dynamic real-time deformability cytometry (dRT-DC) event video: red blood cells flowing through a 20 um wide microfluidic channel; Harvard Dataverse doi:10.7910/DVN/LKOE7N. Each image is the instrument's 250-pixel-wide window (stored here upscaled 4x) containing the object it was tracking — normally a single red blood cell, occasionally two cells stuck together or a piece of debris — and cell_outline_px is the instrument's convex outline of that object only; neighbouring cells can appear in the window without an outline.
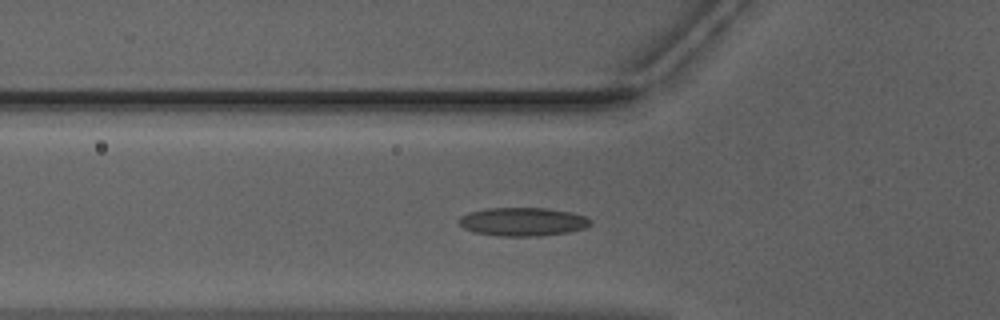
{"species": "Egyptian fruit bat (a non-hibernating species)", "species_latin": "Rousettus aegyptiacus", "temperature_condition": "warm", "stored_images_in_passage": 46, "camera_frame_rate_fps": 3000, "um_per_image_px": 0.085, "animal": {"sex": "male"}, "frame": {"image": 1, "passage_image": 17, "time_ms": 5.333, "image_size_px": [1000, 320], "cell_outline_px": [[592, 224], [584, 228], [568, 232], [540, 236], [496, 236], [472, 232], [464, 228], [460, 224], [460, 216], [468, 212], [488, 208], [548, 208], [572, 212], [588, 216], [592, 220]], "centroid_in_image_um": [44.47, 18.84], "position_along_channel_um": 81.3, "area_um2": 22.08}}
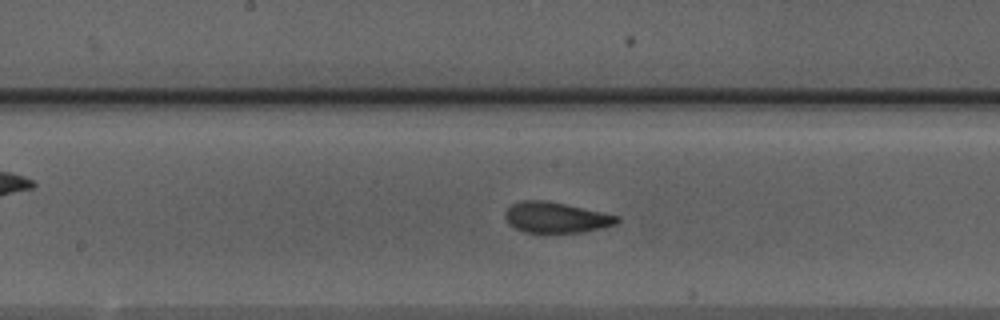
{"frame": {"image": 2, "passage_image": 26, "time_ms": 8.333, "image_size_px": [1000, 320], "cell_outline_px": [[620, 220], [616, 224], [604, 228], [584, 232], [544, 236], [524, 232], [508, 224], [504, 216], [504, 212], [512, 204], [520, 200], [544, 200], [564, 204], [620, 216]], "centroid_in_image_um": [47.23, 18.54], "position_along_channel_um": 201.0, "area_um2": 20.87}}
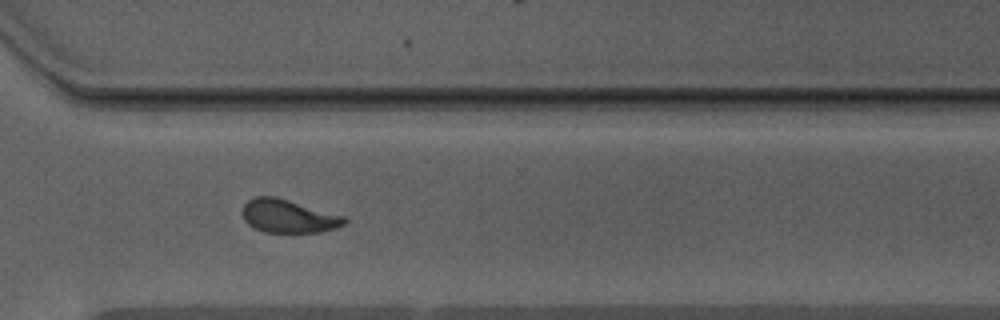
{"frame": {"image": 3, "passage_image": 37, "time_ms": 12.0, "image_size_px": [1000, 320], "cell_outline_px": [[348, 220], [344, 224], [336, 228], [320, 232], [264, 232], [248, 224], [244, 220], [240, 212], [244, 204], [248, 200], [256, 196], [276, 196], [344, 216]], "centroid_in_image_um": [24.48, 18.36], "position_along_channel_um": 346.1, "area_um2": 19.83}, "authors_computed_cell_mechanics": {"area_um2": 19.8254, "velocity_mm_per_s": 3.9644, "shape_relaxation_time_tau1_ms": 9.4668, "shape_relaxation_time_tau2_ms": 1.2998, "deformation_change_tau1": 0.2217, "deformation_change_tau2": 0.0759}}